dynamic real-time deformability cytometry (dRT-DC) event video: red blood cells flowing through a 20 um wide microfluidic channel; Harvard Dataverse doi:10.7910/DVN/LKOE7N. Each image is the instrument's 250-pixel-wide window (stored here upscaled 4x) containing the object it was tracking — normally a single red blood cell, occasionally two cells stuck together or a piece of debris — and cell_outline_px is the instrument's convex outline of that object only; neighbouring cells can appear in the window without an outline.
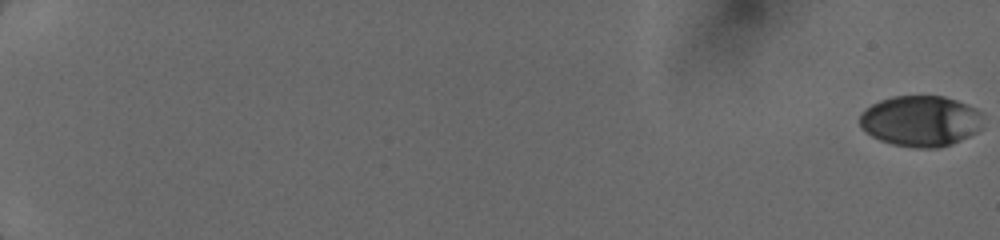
{"species": "human", "species_latin": "Homo sapiens", "temperature_condition": "cold", "stored_images_in_passage": 18, "camera_frame_rate_fps": 3000, "um_per_image_px": 0.085, "donor": {"sex": "female"}, "frame": {"image": 1, "passage_image": 1, "time_ms": 0.0, "image_size_px": [1000, 240], "cell_outline_px": [[980, 128], [976, 132], [952, 144], [936, 148], [916, 148], [892, 144], [880, 140], [872, 136], [860, 124], [860, 116], [872, 104], [880, 100], [896, 96], [944, 96], [956, 100], [976, 108], [980, 112]], "centroid_in_image_um": [78.26, 10.29], "position_along_channel_um": 6.7, "area_um2": 36.07}}
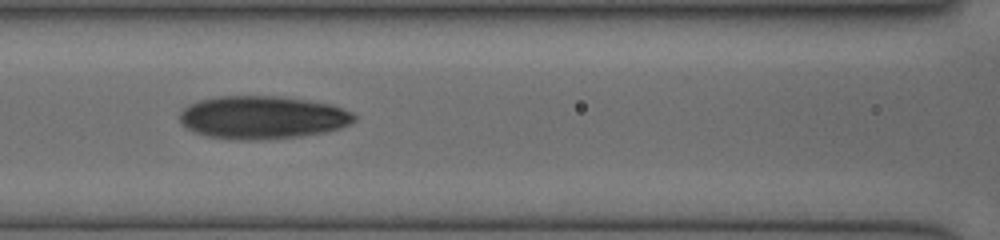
{"frame": {"image": 2, "passage_image": 10, "time_ms": 9.0, "image_size_px": [1000, 240], "cell_outline_px": [[356, 120], [340, 128], [324, 132], [300, 136], [260, 140], [232, 140], [208, 136], [196, 132], [180, 124], [180, 112], [188, 104], [200, 100], [216, 96], [276, 96], [304, 100], [328, 104], [352, 112], [356, 116]], "centroid_in_image_um": [22.26, 9.99], "position_along_channel_um": 144.3, "area_um2": 43.58}}
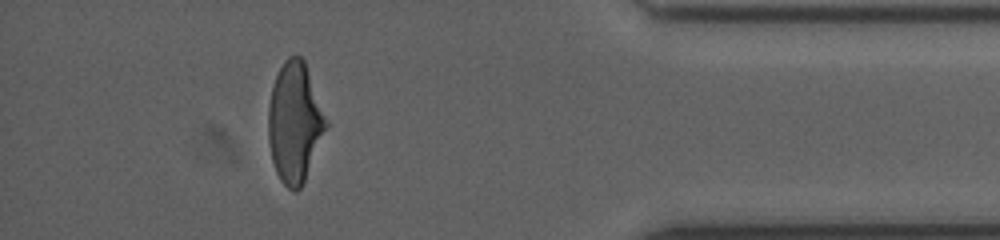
{"frame": {"image": 3, "passage_image": 17, "time_ms": 16.0, "image_size_px": [1000, 240], "cell_outline_px": [[328, 124], [304, 180], [300, 188], [296, 192], [288, 188], [280, 180], [276, 172], [272, 160], [268, 140], [268, 108], [272, 88], [276, 76], [284, 60], [288, 56], [300, 56], [304, 60], [328, 120]], "centroid_in_image_um": [25.04, 10.39], "position_along_channel_um": 410.2, "area_um2": 40.06}}